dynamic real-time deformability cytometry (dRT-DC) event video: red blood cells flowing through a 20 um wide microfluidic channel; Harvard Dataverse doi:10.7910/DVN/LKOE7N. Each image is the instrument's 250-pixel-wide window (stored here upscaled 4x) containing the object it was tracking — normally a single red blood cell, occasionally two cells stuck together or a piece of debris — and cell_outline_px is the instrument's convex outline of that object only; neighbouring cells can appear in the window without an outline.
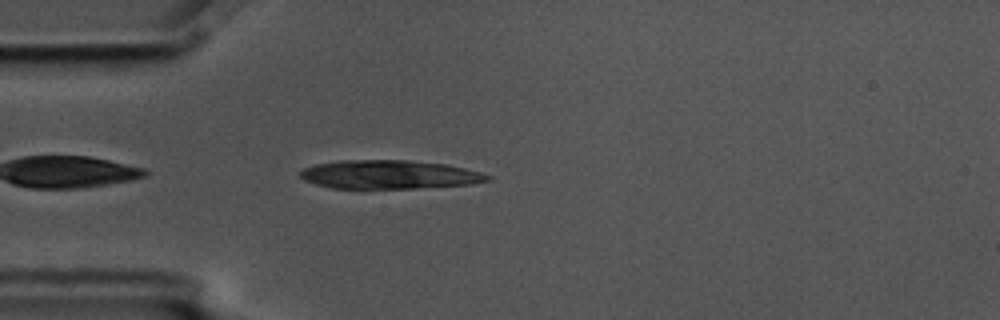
{"species": "common noctule bat (a hibernating species)", "species_latin": "Nyctalus noctula", "temperature_condition": "cold", "stored_images_in_passage": 1, "camera_frame_rate_fps": 3000, "um_per_image_px": 0.085, "animal": {"sex": "male", "body_mass_g": 17.5, "forearm_length_mm": 52.3}, "frame": {"image": 1, "passage_image": 1, "time_ms": 0.0, "image_size_px": [1000, 320], "cell_outline_px": [[492, 180], [472, 184], [412, 188], [332, 188], [316, 184], [304, 180], [300, 176], [300, 172], [304, 168], [316, 164], [340, 160], [408, 160], [444, 164], [464, 168], [480, 172], [492, 176]], "centroid_in_image_um": [33.1, 14.83], "position_along_channel_um": 51.9, "area_um2": 31.15}}